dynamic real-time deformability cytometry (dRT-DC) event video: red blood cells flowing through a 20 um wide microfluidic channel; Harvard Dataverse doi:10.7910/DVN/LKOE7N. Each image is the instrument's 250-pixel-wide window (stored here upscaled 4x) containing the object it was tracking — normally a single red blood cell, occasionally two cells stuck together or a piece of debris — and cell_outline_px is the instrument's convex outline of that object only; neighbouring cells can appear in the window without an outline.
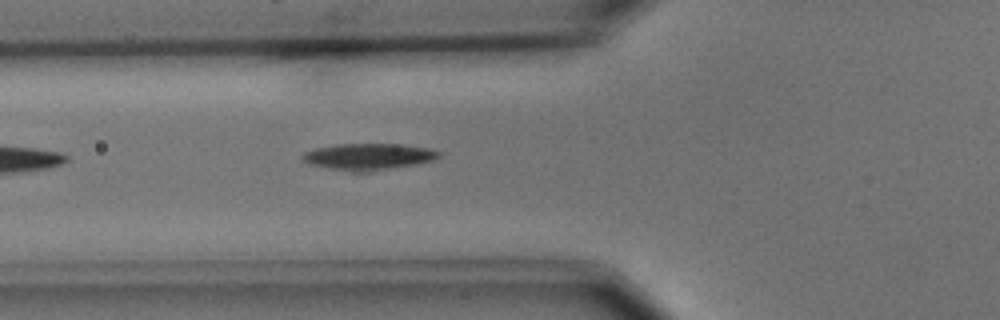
{"species": "common noctule bat (a hibernating species)", "species_latin": "Nyctalus noctula", "temperature_condition": "cold", "stored_images_in_passage": 2, "camera_frame_rate_fps": 3000, "um_per_image_px": 0.085, "animal": {"sex": "male", "body_mass_g": 15.6}, "frame": {"image": 1, "passage_image": 2, "time_ms": 1.333, "image_size_px": [1000, 320], "cell_outline_px": [[440, 156], [432, 160], [416, 164], [368, 172], [352, 172], [308, 164], [300, 156], [304, 152], [316, 148], [336, 144], [404, 144], [428, 148], [440, 152]], "centroid_in_image_um": [31.3, 13.31], "position_along_channel_um": 94.5, "area_um2": 21.04}}